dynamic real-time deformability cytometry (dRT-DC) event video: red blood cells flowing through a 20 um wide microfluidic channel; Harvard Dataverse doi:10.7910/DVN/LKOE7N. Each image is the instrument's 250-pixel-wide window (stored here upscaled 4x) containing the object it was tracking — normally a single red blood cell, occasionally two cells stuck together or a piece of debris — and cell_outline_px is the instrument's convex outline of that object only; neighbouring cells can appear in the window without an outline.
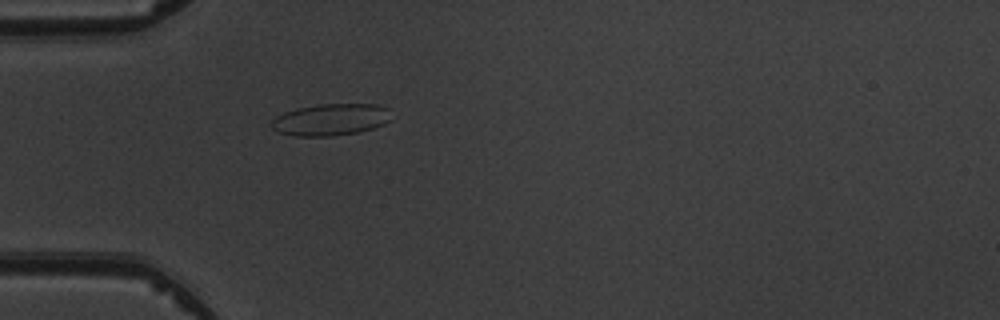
{"species": "common noctule bat (a hibernating species)", "species_latin": "Nyctalus noctula", "temperature_condition": "warm", "stored_images_in_passage": 4, "camera_frame_rate_fps": 3000, "um_per_image_px": 0.085, "animal": {"sex": "male", "body_mass_g": 19.5, "forearm_length_mm": 54.6}, "frame": {"image": 1, "passage_image": 4, "time_ms": 3.667, "image_size_px": [1000, 320], "cell_outline_px": [[392, 120], [384, 124], [372, 128], [356, 132], [332, 136], [296, 136], [276, 132], [268, 124], [276, 116], [284, 112], [296, 108], [320, 104], [376, 104], [388, 108]], "centroid_in_image_um": [28.08, 10.16], "position_along_channel_um": 56.9, "area_um2": 22.37}}